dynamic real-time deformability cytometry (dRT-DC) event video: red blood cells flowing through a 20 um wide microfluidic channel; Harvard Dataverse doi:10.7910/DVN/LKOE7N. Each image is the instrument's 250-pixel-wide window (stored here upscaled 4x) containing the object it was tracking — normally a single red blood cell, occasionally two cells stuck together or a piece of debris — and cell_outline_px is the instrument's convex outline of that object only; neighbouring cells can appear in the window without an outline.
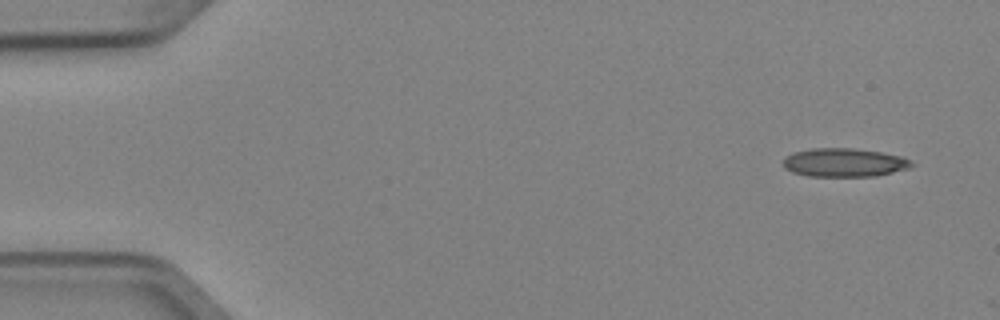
{"species": "Egyptian fruit bat (a non-hibernating species)", "species_latin": "Rousettus aegyptiacus", "temperature_condition": "cold", "stored_images_in_passage": 4, "camera_frame_rate_fps": 3000, "um_per_image_px": 0.085, "animal": {"sex": "female"}, "frame": {"image": 1, "passage_image": 1, "time_ms": 0.0, "image_size_px": [1000, 320], "cell_outline_px": [[916, 164], [912, 168], [876, 176], [808, 176], [792, 172], [784, 168], [784, 156], [792, 152], [812, 148], [856, 148], [904, 156]], "centroid_in_image_um": [71.8, 13.81], "position_along_channel_um": 13.2, "area_um2": 21.73}}
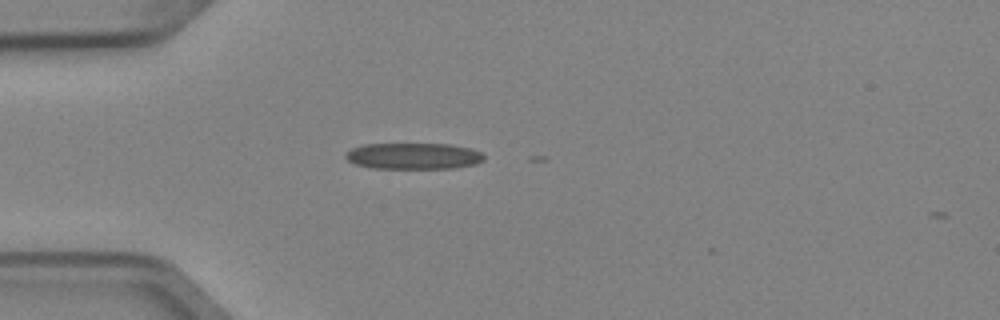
{"frame": {"image": 2, "passage_image": 4, "time_ms": 1.0, "image_size_px": [1000, 320], "cell_outline_px": [[484, 160], [476, 164], [452, 168], [372, 168], [356, 164], [348, 160], [344, 156], [344, 152], [352, 148], [364, 144], [452, 144], [472, 148], [480, 152], [484, 156]], "centroid_in_image_um": [35.14, 13.26], "position_along_channel_um": 49.9, "area_um2": 21.27}}